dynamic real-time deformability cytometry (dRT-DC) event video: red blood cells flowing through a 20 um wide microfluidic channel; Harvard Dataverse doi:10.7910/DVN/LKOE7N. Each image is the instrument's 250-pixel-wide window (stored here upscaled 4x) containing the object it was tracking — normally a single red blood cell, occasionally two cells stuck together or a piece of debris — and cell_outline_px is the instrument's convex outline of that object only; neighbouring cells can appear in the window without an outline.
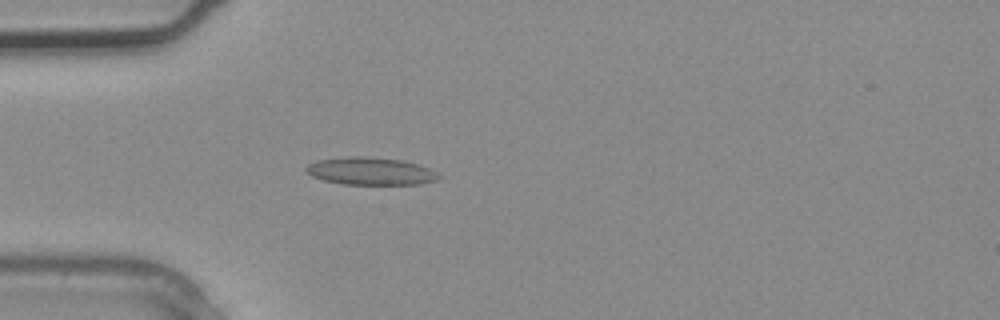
{"species": "common noctule bat (a hibernating species)", "species_latin": "Nyctalus noctula", "temperature_condition": "warm", "stored_images_in_passage": 3, "camera_frame_rate_fps": 3000, "um_per_image_px": 0.085, "animal": {"sex": "male", "body_mass_g": 20.4}, "frame": {"image": 1, "passage_image": 3, "time_ms": 0.667, "image_size_px": [1000, 320], "cell_outline_px": [[444, 176], [440, 180], [420, 184], [340, 184], [324, 180], [312, 176], [304, 168], [308, 164], [316, 160], [348, 156], [368, 156], [400, 160], [420, 164], [440, 172]], "centroid_in_image_um": [31.58, 14.54], "position_along_channel_um": 53.4, "area_um2": 21.73}}